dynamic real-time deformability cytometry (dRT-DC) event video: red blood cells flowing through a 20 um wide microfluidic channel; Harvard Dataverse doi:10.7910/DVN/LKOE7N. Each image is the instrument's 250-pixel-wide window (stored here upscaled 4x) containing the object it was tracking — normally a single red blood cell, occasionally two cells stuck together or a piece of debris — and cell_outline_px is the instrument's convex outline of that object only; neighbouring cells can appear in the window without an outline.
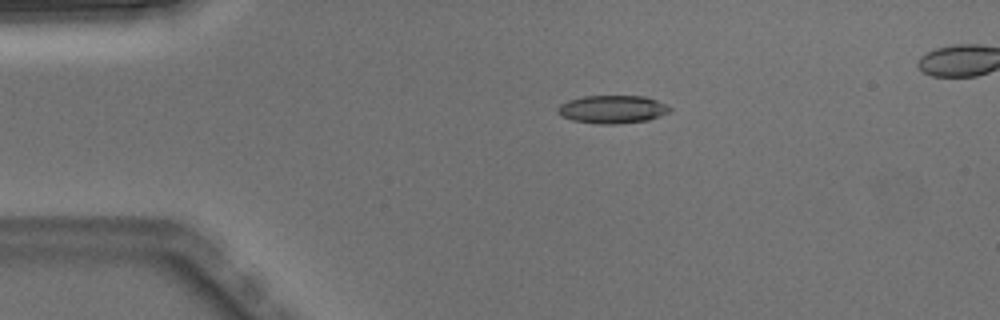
{"species": "Egyptian fruit bat (a non-hibernating species)", "species_latin": "Rousettus aegyptiacus", "temperature_condition": "warm", "stored_images_in_passage": 4, "camera_frame_rate_fps": 3000, "um_per_image_px": 0.085, "animal": {"sex": "male"}, "frame": {"image": 1, "passage_image": 2, "time_ms": 0.333, "image_size_px": [1000, 320], "cell_outline_px": [[672, 108], [668, 112], [660, 116], [648, 120], [620, 124], [600, 124], [572, 120], [560, 116], [556, 112], [556, 108], [560, 104], [568, 100], [584, 96], [644, 96], [656, 100]], "centroid_in_image_um": [52.01, 9.3], "position_along_channel_um": 33.0, "area_um2": 18.38}}